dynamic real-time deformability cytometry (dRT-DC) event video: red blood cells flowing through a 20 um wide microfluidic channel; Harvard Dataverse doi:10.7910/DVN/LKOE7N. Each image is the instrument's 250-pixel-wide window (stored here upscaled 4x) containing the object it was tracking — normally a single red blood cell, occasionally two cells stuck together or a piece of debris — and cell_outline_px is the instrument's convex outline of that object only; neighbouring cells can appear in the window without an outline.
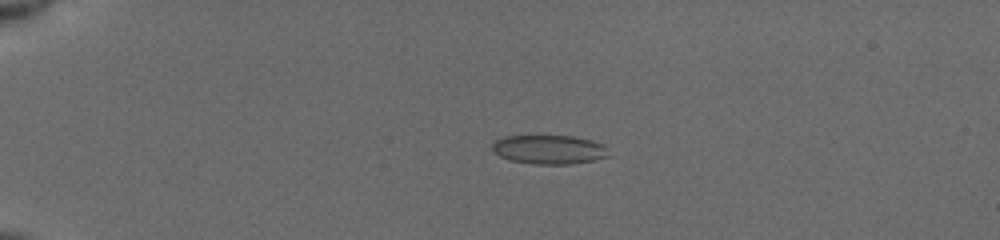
{"species": "common noctule bat (a hibernating species)", "species_latin": "Nyctalus noctula", "temperature_condition": "cold", "stored_images_in_passage": 45, "camera_frame_rate_fps": 3000, "um_per_image_px": 0.085, "animal": {"sex": "female", "body_mass_g": 19.5, "forearm_length_mm": 54.1}, "frame": {"image": 1, "passage_image": 5, "time_ms": 1.333, "image_size_px": [1000, 240], "cell_outline_px": [[608, 156], [592, 160], [568, 164], [536, 164], [512, 160], [500, 156], [492, 148], [492, 144], [496, 140], [504, 136], [572, 136], [592, 140], [604, 144], [608, 148]], "centroid_in_image_um": [46.7, 12.7], "position_along_channel_um": 38.3, "area_um2": 19.48}}
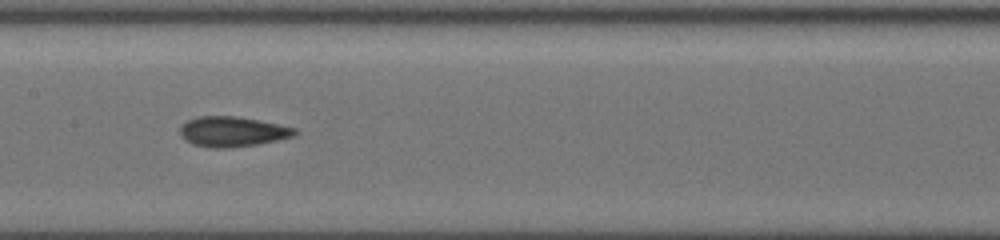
{"frame": {"image": 2, "passage_image": 21, "time_ms": 6.667, "image_size_px": [1000, 240], "cell_outline_px": [[296, 132], [292, 136], [276, 140], [256, 144], [228, 148], [212, 148], [192, 144], [180, 136], [180, 128], [188, 120], [196, 116], [236, 116], [296, 128]], "centroid_in_image_um": [19.69, 11.19], "position_along_channel_um": 187.7, "area_um2": 19.83}}
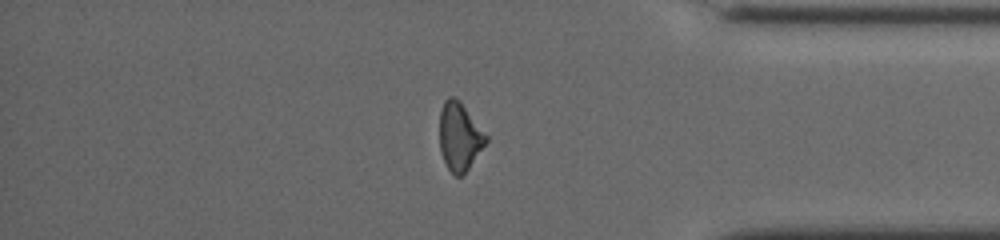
{"frame": {"image": 3, "passage_image": 38, "time_ms": 12.333, "image_size_px": [1000, 240], "cell_outline_px": [[488, 140], [468, 168], [460, 176], [456, 176], [448, 168], [440, 152], [440, 112], [444, 100], [448, 96], [452, 96], [460, 100], [488, 136]], "centroid_in_image_um": [39.06, 11.57], "position_along_channel_um": 396.1, "area_um2": 18.26}, "authors_computed_cell_mechanics": {"area_um2": 19.2474, "velocity_mm_per_s": 3.9551, "shape_relaxation_time_tau1_ms": 3.127, "shape_relaxation_time_tau2_ms": 2.567, "deformation_change_tau1": 0.1242, "deformation_change_tau2": 0.103}}